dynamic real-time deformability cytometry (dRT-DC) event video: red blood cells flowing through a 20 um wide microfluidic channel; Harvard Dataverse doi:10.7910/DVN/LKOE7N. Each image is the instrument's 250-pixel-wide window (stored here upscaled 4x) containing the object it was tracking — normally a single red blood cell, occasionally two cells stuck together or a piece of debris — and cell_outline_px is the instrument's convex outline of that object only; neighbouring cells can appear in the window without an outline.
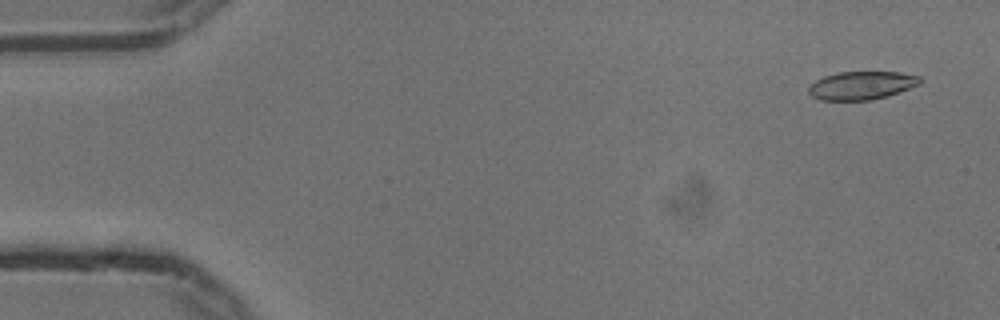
{"species": "common noctule bat (a hibernating species)", "species_latin": "Nyctalus noctula", "temperature_condition": "cold", "stored_images_in_passage": 55, "camera_frame_rate_fps": 3000, "um_per_image_px": 0.085, "animal": {"sex": "male", "body_mass_g": 13.3}, "frame": {"image": 1, "passage_image": 3, "time_ms": 0.667, "image_size_px": [1000, 320], "cell_outline_px": [[920, 84], [888, 96], [872, 100], [820, 100], [812, 96], [808, 92], [808, 88], [816, 80], [824, 76], [836, 72], [900, 72], [920, 76]], "centroid_in_image_um": [73.23, 7.26], "position_along_channel_um": 11.8, "area_um2": 18.32}}
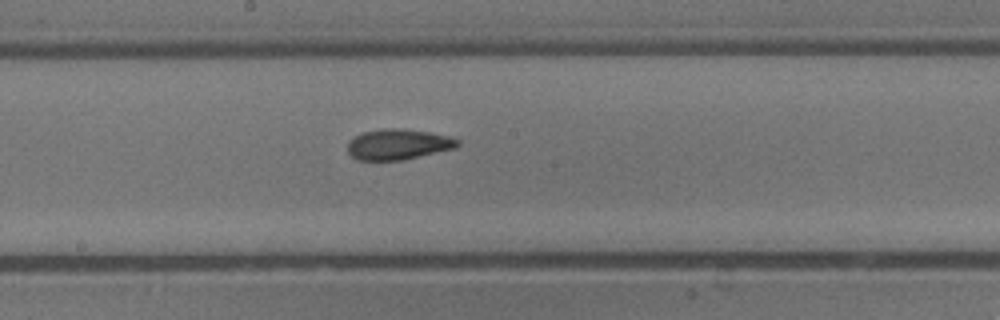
{"frame": {"image": 2, "passage_image": 29, "time_ms": 9.333, "image_size_px": [1000, 320], "cell_outline_px": [[460, 144], [456, 148], [404, 160], [356, 160], [348, 152], [348, 140], [364, 132], [388, 128], [400, 128], [432, 132], [448, 136], [460, 140]], "centroid_in_image_um": [33.87, 12.27], "position_along_channel_um": 214.3, "area_um2": 19.71}}
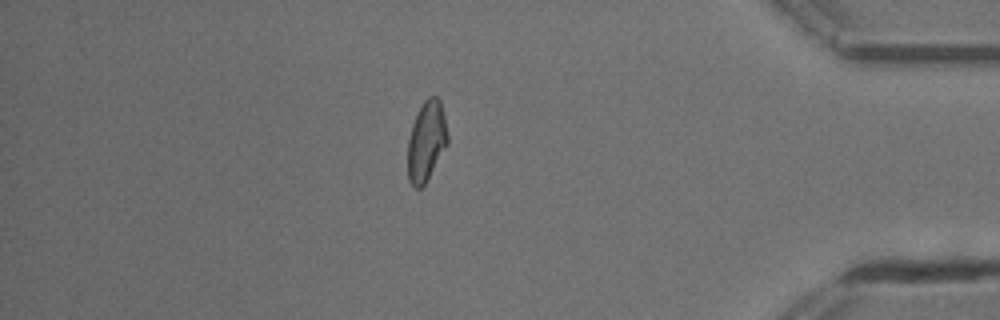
{"frame": {"image": 3, "passage_image": 47, "time_ms": 15.333, "image_size_px": [1000, 320], "cell_outline_px": [[448, 144], [424, 184], [420, 188], [416, 188], [408, 180], [408, 140], [412, 124], [424, 100], [428, 96], [436, 96], [440, 100], [444, 116], [448, 136]], "centroid_in_image_um": [36.24, 11.99], "position_along_channel_um": 399.0, "area_um2": 18.38}, "authors_computed_cell_mechanics": {"area_um2": 19.2474, "velocity_mm_per_s": 3.7408, "shape_relaxation_time_tau1_ms": 4.3401, "shape_relaxation_time_tau2_ms": 2.5015, "deformation_change_tau1": 0.145, "deformation_change_tau2": 0.0898}}